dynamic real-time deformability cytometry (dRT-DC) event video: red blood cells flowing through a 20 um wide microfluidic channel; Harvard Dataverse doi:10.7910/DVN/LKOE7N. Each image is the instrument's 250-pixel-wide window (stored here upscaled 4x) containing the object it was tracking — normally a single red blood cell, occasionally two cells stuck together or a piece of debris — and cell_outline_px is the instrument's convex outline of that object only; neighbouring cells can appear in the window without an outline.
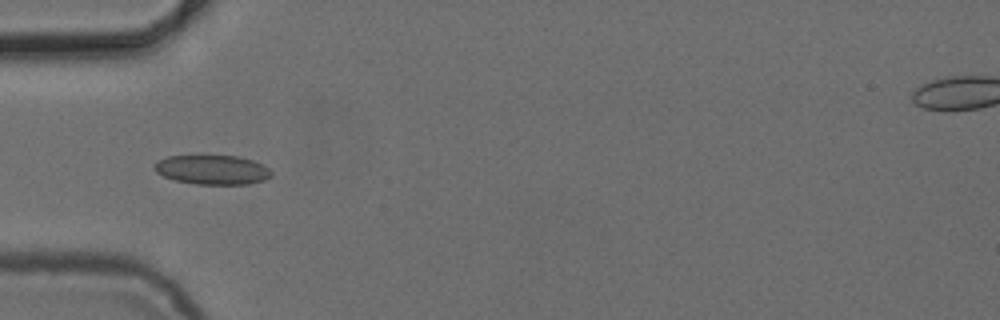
{"species": "common noctule bat (a hibernating species)", "species_latin": "Nyctalus noctula", "temperature_condition": "cold", "stored_images_in_passage": 5, "camera_frame_rate_fps": 3000, "um_per_image_px": 0.085, "animal": {"sex": "female", "body_mass_g": 24.6, "forearm_length_mm": 56.2}, "frame": {"image": 1, "passage_image": 3, "time_ms": 2.333, "image_size_px": [1000, 320], "cell_outline_px": [[272, 176], [264, 180], [248, 184], [196, 184], [176, 180], [164, 176], [156, 172], [152, 168], [160, 160], [168, 156], [200, 152], [236, 156], [252, 160], [268, 168], [272, 172]], "centroid_in_image_um": [18.01, 14.37], "position_along_channel_um": 67.0, "area_um2": 20.75}}
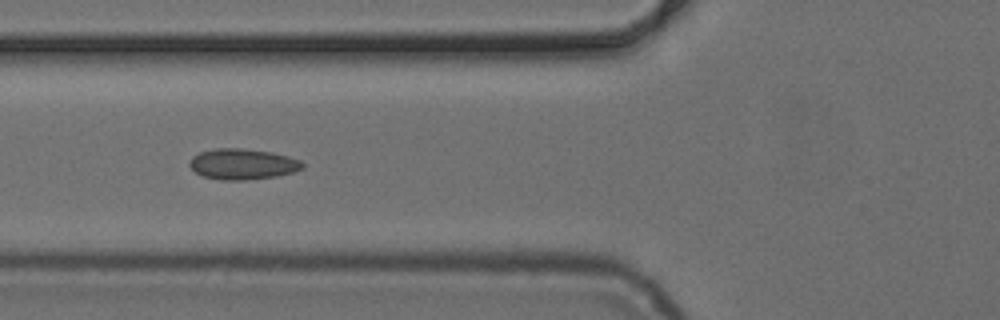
{"frame": {"image": 2, "passage_image": 4, "time_ms": 3.333, "image_size_px": [1000, 320], "cell_outline_px": [[304, 168], [292, 172], [276, 176], [244, 180], [224, 180], [200, 176], [188, 164], [192, 156], [200, 152], [216, 148], [240, 148], [272, 152], [288, 156], [300, 160], [304, 164]], "centroid_in_image_um": [20.61, 13.94], "position_along_channel_um": 105.2, "area_um2": 20.23}}
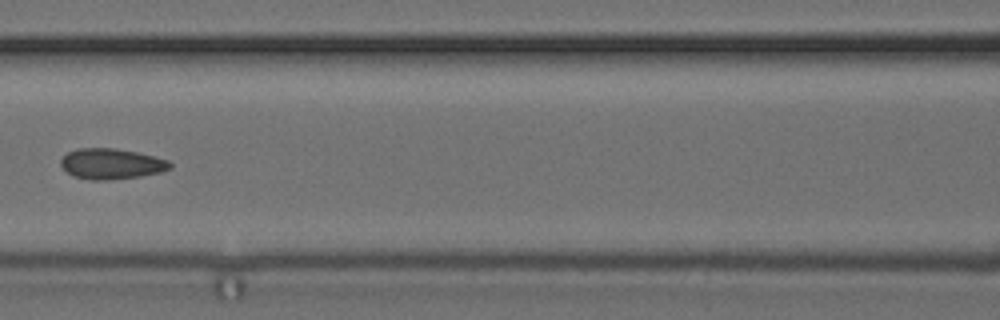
{"frame": {"image": 3, "passage_image": 5, "time_ms": 4.667, "image_size_px": [1000, 320], "cell_outline_px": [[172, 168], [160, 172], [140, 176], [108, 180], [92, 180], [72, 176], [60, 164], [60, 160], [68, 152], [80, 148], [116, 148], [136, 152], [168, 160], [172, 164]], "centroid_in_image_um": [9.46, 13.93], "position_along_channel_um": 157.1, "area_um2": 19.36}}